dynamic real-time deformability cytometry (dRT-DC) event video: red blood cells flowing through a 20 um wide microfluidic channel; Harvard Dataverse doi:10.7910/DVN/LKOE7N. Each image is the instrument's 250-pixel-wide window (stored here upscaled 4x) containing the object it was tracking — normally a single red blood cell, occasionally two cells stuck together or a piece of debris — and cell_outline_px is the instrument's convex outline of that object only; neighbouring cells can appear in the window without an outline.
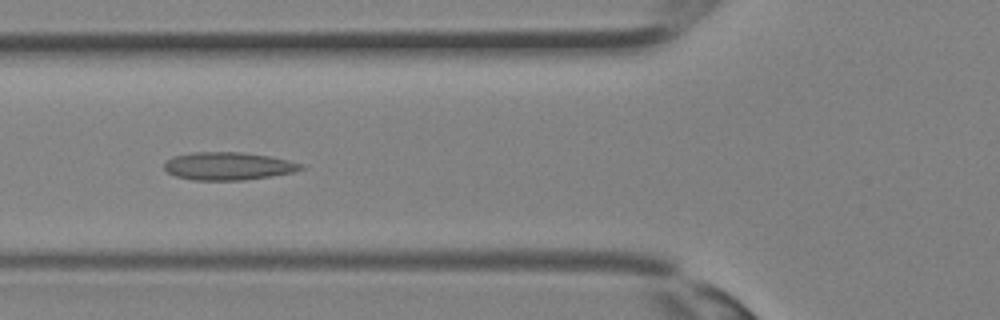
{"species": "Egyptian fruit bat (a non-hibernating species)", "species_latin": "Rousettus aegyptiacus", "temperature_condition": "room temperature", "stored_images_in_passage": 34, "camera_frame_rate_fps": 3000, "um_per_image_px": 0.085, "animal": {"sex": "female"}, "frame": {"image": 1, "passage_image": 12, "time_ms": 3.667, "image_size_px": [1000, 320], "cell_outline_px": [[304, 168], [292, 172], [272, 176], [244, 180], [192, 180], [176, 176], [168, 172], [164, 168], [164, 164], [172, 156], [192, 152], [240, 152], [272, 156], [304, 164]], "centroid_in_image_um": [19.4, 14.11], "position_along_channel_um": 106.4, "area_um2": 22.25}}
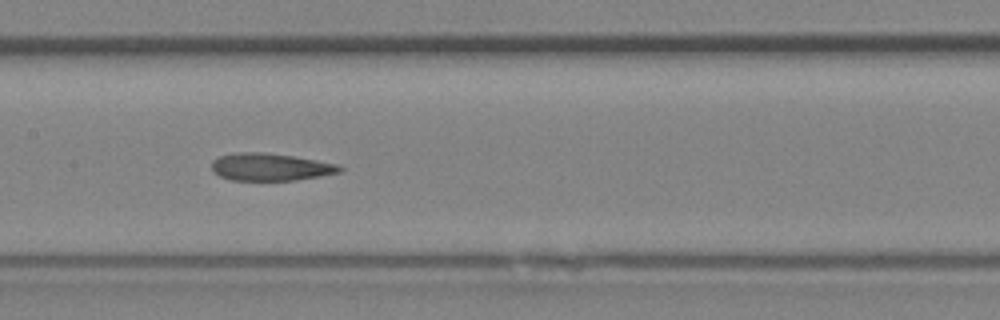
{"frame": {"image": 2, "passage_image": 16, "time_ms": 5.0, "image_size_px": [1000, 320], "cell_outline_px": [[344, 168], [340, 172], [320, 176], [296, 180], [228, 180], [212, 172], [212, 160], [220, 156], [236, 152], [264, 152], [292, 156], [316, 160], [336, 164]], "centroid_in_image_um": [22.94, 14.19], "position_along_channel_um": 184.5, "area_um2": 20.46}}
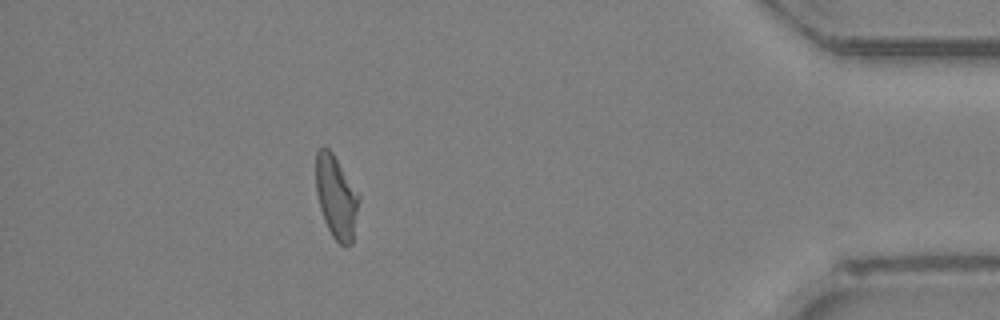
{"frame": {"image": 3, "passage_image": 30, "time_ms": 9.667, "image_size_px": [1000, 320], "cell_outline_px": [[360, 200], [352, 244], [340, 244], [332, 236], [324, 220], [320, 208], [316, 192], [316, 152], [324, 144], [332, 152], [360, 196]], "centroid_in_image_um": [28.58, 16.73], "position_along_channel_um": 406.6, "area_um2": 20.69}}